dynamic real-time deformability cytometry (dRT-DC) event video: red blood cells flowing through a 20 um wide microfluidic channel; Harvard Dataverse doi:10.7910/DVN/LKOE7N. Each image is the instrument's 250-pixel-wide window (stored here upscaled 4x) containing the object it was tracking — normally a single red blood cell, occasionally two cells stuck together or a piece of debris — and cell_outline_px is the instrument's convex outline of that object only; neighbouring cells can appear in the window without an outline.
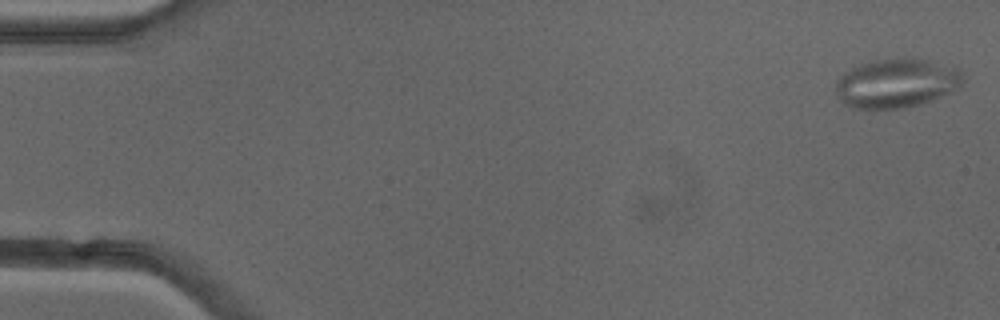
{"species": "common noctule bat (a hibernating species)", "species_latin": "Nyctalus noctula", "temperature_condition": "cold", "stored_images_in_passage": 51, "segment_of_instrument_passage": [1, 2], "camera_frame_rate_fps": 3000, "um_per_image_px": 0.085, "animal": {"sex": "female"}, "frame": {"image": 1, "passage_image": 1, "time_ms": 0.0, "image_size_px": [1000, 320], "cell_outline_px": [[964, 80], [952, 92], [932, 100], [920, 104], [904, 108], [852, 108], [844, 104], [836, 96], [836, 80], [840, 76], [852, 68], [860, 64], [876, 60], [904, 56], [928, 60], [956, 68], [964, 72]], "centroid_in_image_um": [76.2, 7.06], "position_along_channel_um": 8.8, "area_um2": 36.65}}